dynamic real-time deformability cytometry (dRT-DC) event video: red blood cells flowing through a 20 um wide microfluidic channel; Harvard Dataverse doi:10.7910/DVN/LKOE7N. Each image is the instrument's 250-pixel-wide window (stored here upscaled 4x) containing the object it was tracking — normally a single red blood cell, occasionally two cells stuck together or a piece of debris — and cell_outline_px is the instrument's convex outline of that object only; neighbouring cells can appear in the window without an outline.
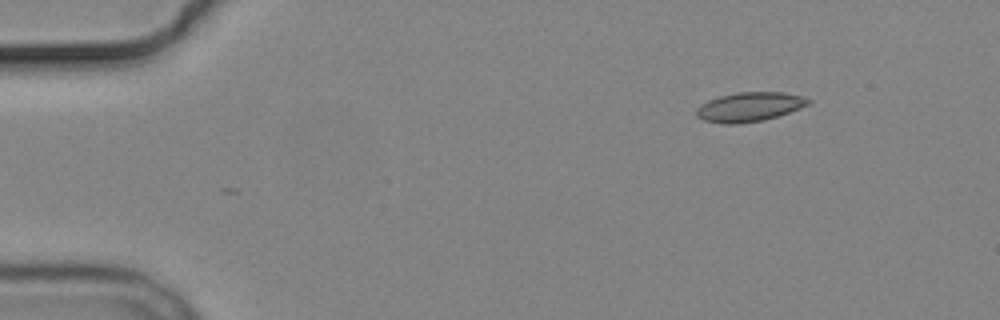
{"species": "common noctule bat (a hibernating species)", "species_latin": "Nyctalus noctula", "temperature_condition": "cold", "stored_images_in_passage": 3, "camera_frame_rate_fps": 3000, "um_per_image_px": 0.085, "animal": {"sex": "male", "body_mass_g": 19.2, "forearm_length_mm": 51.8}, "frame": {"image": 1, "passage_image": 1, "time_ms": 0.0, "image_size_px": [1000, 320], "cell_outline_px": [[812, 100], [808, 104], [800, 108], [764, 120], [736, 124], [724, 124], [704, 120], [696, 116], [696, 108], [700, 104], [708, 100], [720, 96], [736, 92], [784, 92], [800, 96]], "centroid_in_image_um": [63.66, 9.08], "position_along_channel_um": 21.3, "area_um2": 19.02}}